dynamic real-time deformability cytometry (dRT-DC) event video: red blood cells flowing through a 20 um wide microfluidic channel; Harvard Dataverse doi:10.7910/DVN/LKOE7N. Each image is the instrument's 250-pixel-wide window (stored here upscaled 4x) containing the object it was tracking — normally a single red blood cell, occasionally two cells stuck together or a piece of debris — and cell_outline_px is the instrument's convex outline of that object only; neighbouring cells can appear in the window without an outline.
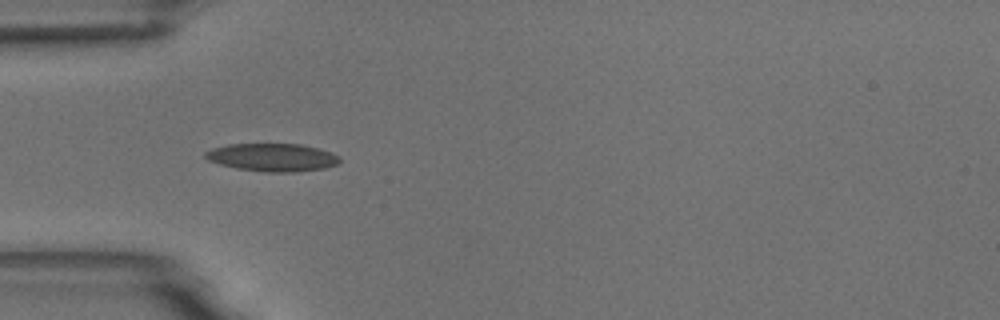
{"species": "common noctule bat (a hibernating species)", "species_latin": "Nyctalus noctula", "temperature_condition": "room temperature", "stored_images_in_passage": 28, "camera_frame_rate_fps": 3000, "um_per_image_px": 0.085, "animal": {"sex": "male", "body_mass_g": 18.8}, "frame": {"image": 1, "passage_image": 5, "time_ms": 1.333, "image_size_px": [1000, 320], "cell_outline_px": [[340, 164], [324, 168], [296, 172], [264, 172], [236, 168], [220, 164], [208, 160], [204, 156], [204, 152], [212, 148], [228, 144], [300, 144], [320, 148], [332, 152], [340, 156]], "centroid_in_image_um": [23.19, 13.37], "position_along_channel_um": 61.8, "area_um2": 22.08}}
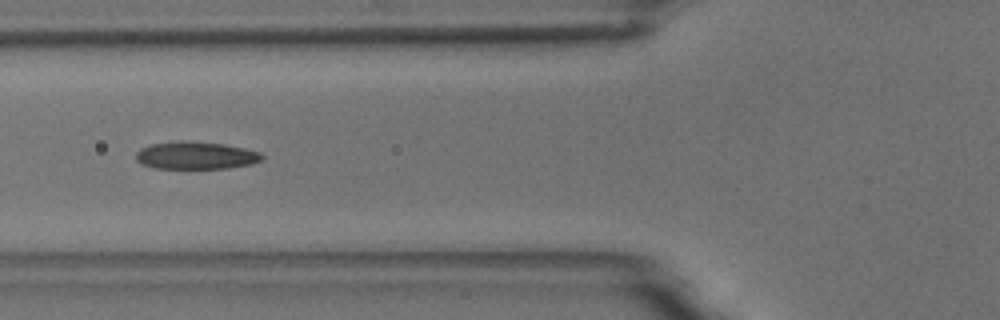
{"frame": {"image": 2, "passage_image": 9, "time_ms": 2.667, "image_size_px": [1000, 320], "cell_outline_px": [[264, 156], [260, 160], [252, 164], [228, 168], [156, 168], [140, 164], [136, 160], [136, 152], [140, 148], [152, 144], [184, 140], [188, 140], [224, 144], [244, 148], [260, 152]], "centroid_in_image_um": [16.63, 13.21], "position_along_channel_um": 109.2, "area_um2": 20.29}}